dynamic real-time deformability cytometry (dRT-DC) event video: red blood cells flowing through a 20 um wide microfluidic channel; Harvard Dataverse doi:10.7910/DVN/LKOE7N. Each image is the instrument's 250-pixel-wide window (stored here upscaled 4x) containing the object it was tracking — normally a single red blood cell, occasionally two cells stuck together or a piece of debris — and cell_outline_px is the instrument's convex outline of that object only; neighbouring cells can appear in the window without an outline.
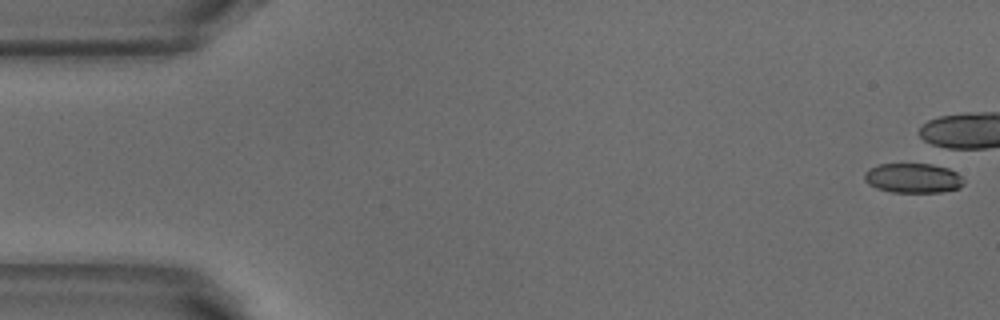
{"species": "common noctule bat (a hibernating species)", "species_latin": "Nyctalus noctula", "temperature_condition": "warm", "stored_images_in_passage": 2, "camera_frame_rate_fps": 3000, "um_per_image_px": 0.085, "animal": {"sex": "male", "body_mass_g": 18.8}, "frame": {"image": 1, "passage_image": 1, "time_ms": 0.0, "image_size_px": [1000, 320], "cell_outline_px": [[964, 184], [960, 188], [940, 192], [892, 192], [876, 188], [868, 184], [864, 180], [864, 172], [868, 168], [880, 164], [932, 164], [948, 168], [956, 172], [964, 180]], "centroid_in_image_um": [77.59, 15.14], "position_along_channel_um": 7.4, "area_um2": 17.28}}